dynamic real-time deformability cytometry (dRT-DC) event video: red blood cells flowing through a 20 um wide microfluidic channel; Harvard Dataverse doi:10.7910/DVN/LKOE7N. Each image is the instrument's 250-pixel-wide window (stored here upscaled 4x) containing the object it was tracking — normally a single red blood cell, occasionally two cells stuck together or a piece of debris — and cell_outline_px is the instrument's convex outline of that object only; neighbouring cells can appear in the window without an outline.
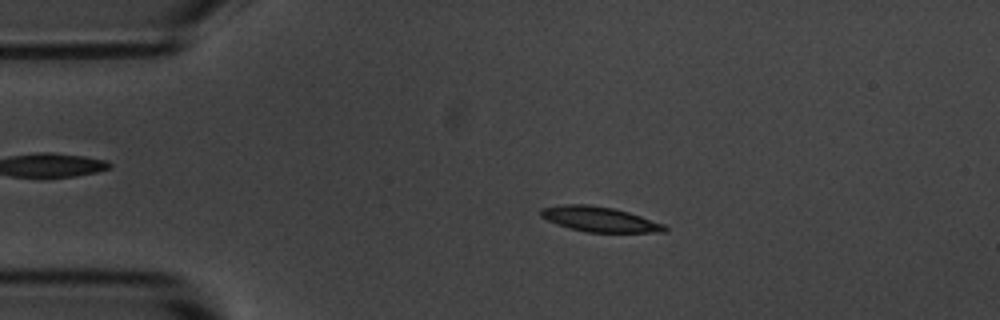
{"species": "common noctule bat (a hibernating species)", "species_latin": "Nyctalus noctula", "temperature_condition": "room temperature", "stored_images_in_passage": 54, "camera_frame_rate_fps": 3000, "um_per_image_px": 0.085, "animal": {"sex": "male", "body_mass_g": 20.1, "forearm_length_mm": 53.5}, "frame": {"image": 1, "passage_image": 10, "time_ms": 3.0, "image_size_px": [1000, 320], "cell_outline_px": [[668, 232], [588, 232], [568, 228], [556, 224], [540, 216], [540, 208], [564, 204], [588, 204], [612, 208], [628, 212], [664, 224], [668, 228]], "centroid_in_image_um": [50.94, 18.63], "position_along_channel_um": 34.1, "area_um2": 18.03}}
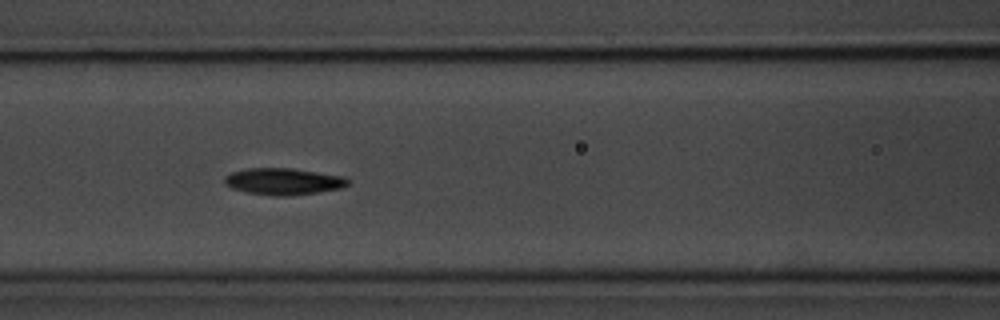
{"frame": {"image": 2, "passage_image": 22, "time_ms": 7.0, "image_size_px": [1000, 320], "cell_outline_px": [[348, 184], [340, 188], [316, 192], [288, 196], [272, 196], [248, 192], [232, 188], [224, 184], [224, 176], [232, 172], [248, 168], [292, 168], [344, 176], [348, 180]], "centroid_in_image_um": [24.05, 15.41], "position_along_channel_um": 142.5, "area_um2": 19.07}}
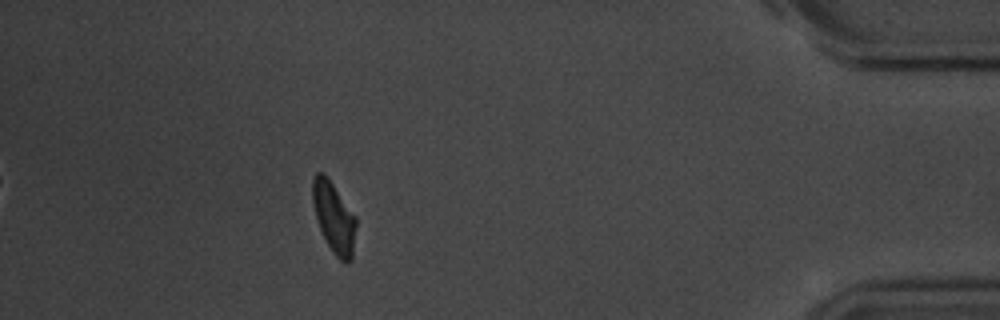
{"frame": {"image": 3, "passage_image": 48, "time_ms": 15.667, "image_size_px": [1000, 320], "cell_outline_px": [[356, 228], [352, 260], [348, 264], [340, 260], [332, 252], [320, 228], [316, 216], [312, 200], [312, 180], [316, 172], [324, 172], [356, 216]], "centroid_in_image_um": [28.4, 18.48], "position_along_channel_um": 406.8, "area_um2": 17.92}, "authors_computed_cell_mechanics": {"area_um2": 18.0625, "velocity_mm_per_s": 3.6462, "shape_relaxation_time_tau1_ms": 2.6877, "shape_relaxation_time_tau2_ms": 6.4632, "deformation_change_tau1": 0.1054, "deformation_change_tau2": 0.1156}}